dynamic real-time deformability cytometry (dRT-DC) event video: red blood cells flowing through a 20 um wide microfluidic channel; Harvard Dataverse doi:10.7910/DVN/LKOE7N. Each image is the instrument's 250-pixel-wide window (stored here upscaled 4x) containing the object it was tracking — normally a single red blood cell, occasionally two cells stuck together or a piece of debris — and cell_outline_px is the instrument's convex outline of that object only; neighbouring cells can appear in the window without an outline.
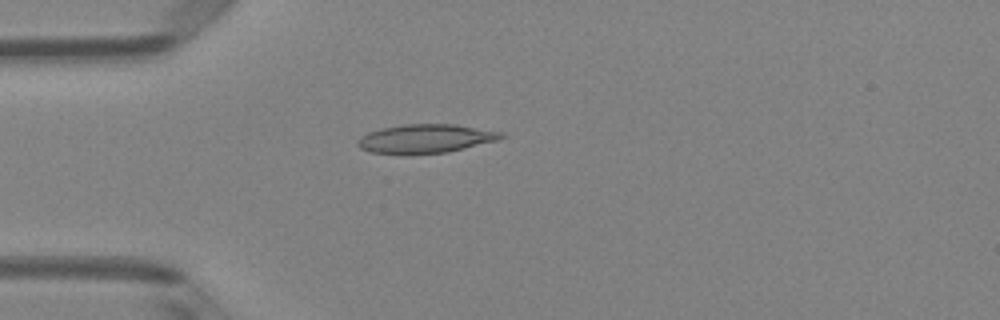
{"species": "Egyptian fruit bat (a non-hibernating species)", "species_latin": "Rousettus aegyptiacus", "temperature_condition": "room temperature", "stored_images_in_passage": 5, "camera_frame_rate_fps": 3000, "um_per_image_px": 0.085, "animal": {"sex": "female"}, "frame": {"image": 1, "passage_image": 4, "time_ms": 1.0, "image_size_px": [1000, 320], "cell_outline_px": [[508, 136], [496, 140], [448, 152], [408, 156], [372, 152], [360, 148], [356, 144], [360, 136], [368, 132], [380, 128], [404, 124], [456, 124], [504, 132]], "centroid_in_image_um": [36.15, 11.8], "position_along_channel_um": 48.8, "area_um2": 24.62}}